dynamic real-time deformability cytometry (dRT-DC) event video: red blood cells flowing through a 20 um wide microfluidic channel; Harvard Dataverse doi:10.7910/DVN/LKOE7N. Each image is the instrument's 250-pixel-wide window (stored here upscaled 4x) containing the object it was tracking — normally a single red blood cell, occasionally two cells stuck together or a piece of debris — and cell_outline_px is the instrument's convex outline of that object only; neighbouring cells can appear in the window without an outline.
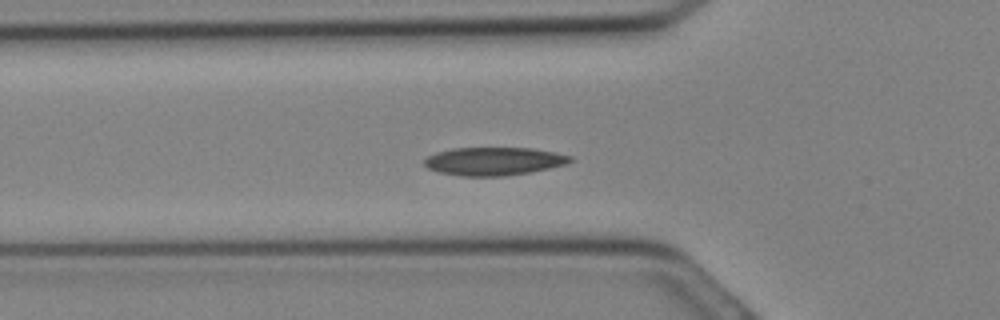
{"species": "Egyptian fruit bat (a non-hibernating species)", "species_latin": "Rousettus aegyptiacus", "temperature_condition": "cold", "stored_images_in_passage": 26, "camera_frame_rate_fps": 3000, "um_per_image_px": 0.085, "animal": {"sex": "female"}, "frame": {"image": 1, "passage_image": 6, "time_ms": 1.667, "image_size_px": [1000, 320], "cell_outline_px": [[572, 160], [564, 164], [548, 168], [528, 172], [504, 176], [460, 176], [440, 172], [428, 168], [424, 164], [424, 160], [428, 156], [436, 152], [452, 148], [532, 148], [572, 156]], "centroid_in_image_um": [41.93, 13.7], "position_along_channel_um": 83.9, "area_um2": 23.64}}
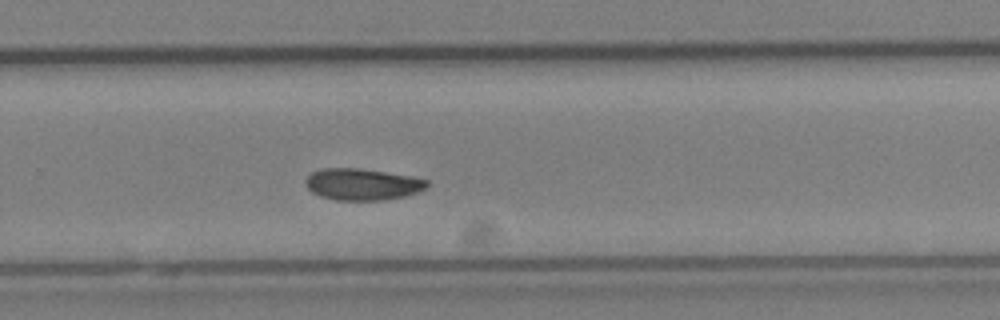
{"frame": {"image": 2, "passage_image": 16, "time_ms": 5.0, "image_size_px": [1000, 320], "cell_outline_px": [[428, 184], [424, 188], [416, 192], [404, 196], [384, 200], [336, 200], [320, 196], [312, 192], [304, 184], [304, 180], [312, 172], [320, 168], [360, 168], [412, 176], [428, 180]], "centroid_in_image_um": [30.75, 15.66], "position_along_channel_um": 299.0, "area_um2": 22.37}}
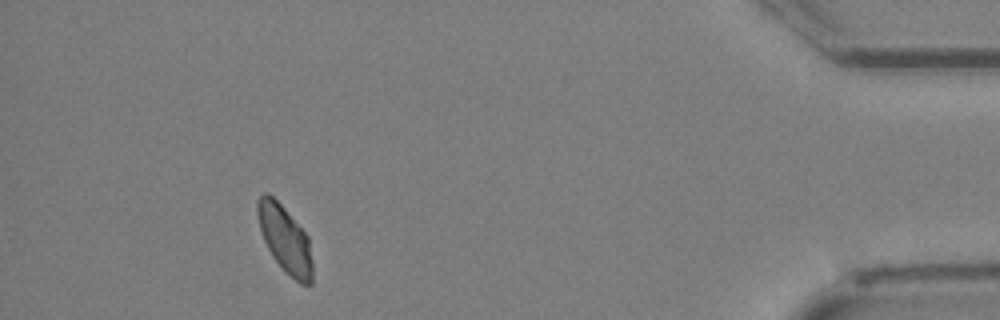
{"frame": {"image": 3, "passage_image": 24, "time_ms": 7.667, "image_size_px": [1000, 320], "cell_outline_px": [[312, 284], [300, 284], [272, 256], [264, 240], [260, 228], [256, 212], [256, 200], [264, 192], [268, 192], [284, 208], [308, 236], [312, 260]], "centroid_in_image_um": [24.21, 20.29], "position_along_channel_um": 411.0, "area_um2": 21.04}}